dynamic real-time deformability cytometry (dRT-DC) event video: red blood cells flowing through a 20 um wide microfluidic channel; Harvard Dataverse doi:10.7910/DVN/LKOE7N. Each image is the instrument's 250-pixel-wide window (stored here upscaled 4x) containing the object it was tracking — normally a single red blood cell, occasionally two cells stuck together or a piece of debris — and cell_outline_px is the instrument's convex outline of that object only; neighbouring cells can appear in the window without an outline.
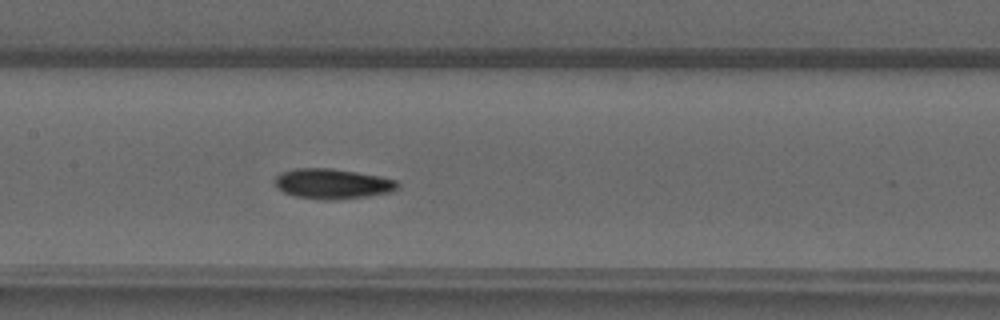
{"species": "common noctule bat (a hibernating species)", "species_latin": "Nyctalus noctula", "temperature_condition": "warm", "stored_images_in_passage": 48, "camera_frame_rate_fps": 3000, "um_per_image_px": 0.085, "animal": {"sex": "male", "forearm_length_mm": 52.5}, "frame": {"image": 1, "passage_image": 23, "time_ms": 7.333, "image_size_px": [1000, 320], "cell_outline_px": [[400, 188], [392, 192], [368, 196], [324, 200], [296, 196], [284, 192], [276, 184], [276, 176], [280, 172], [296, 168], [328, 168], [356, 172], [380, 176], [396, 180], [400, 184]], "centroid_in_image_um": [28.31, 15.61], "position_along_channel_um": 179.1, "area_um2": 21.39}}
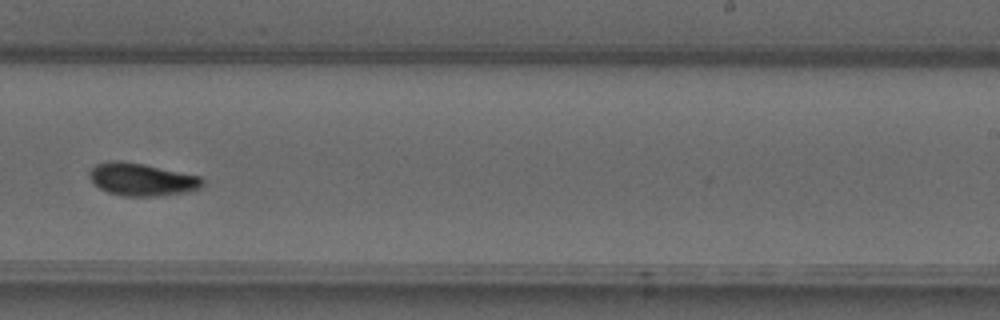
{"frame": {"image": 2, "passage_image": 30, "time_ms": 9.667, "image_size_px": [1000, 320], "cell_outline_px": [[204, 184], [200, 188], [192, 192], [156, 196], [124, 196], [108, 192], [100, 188], [88, 176], [88, 172], [96, 164], [112, 160], [116, 160], [144, 164], [200, 176], [204, 180]], "centroid_in_image_um": [12.09, 15.26], "position_along_channel_um": 276.9, "area_um2": 21.56}}
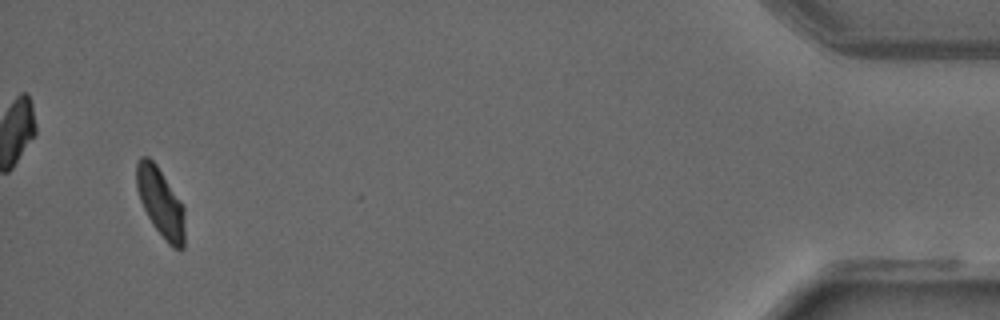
{"frame": {"image": 3, "passage_image": 46, "time_ms": 15.0, "image_size_px": [1000, 320], "cell_outline_px": [[184, 248], [180, 252], [172, 248], [168, 244], [152, 224], [140, 200], [136, 188], [136, 164], [140, 156], [148, 156], [156, 164], [184, 208]], "centroid_in_image_um": [13.64, 17.24], "position_along_channel_um": 421.6, "area_um2": 19.31}}